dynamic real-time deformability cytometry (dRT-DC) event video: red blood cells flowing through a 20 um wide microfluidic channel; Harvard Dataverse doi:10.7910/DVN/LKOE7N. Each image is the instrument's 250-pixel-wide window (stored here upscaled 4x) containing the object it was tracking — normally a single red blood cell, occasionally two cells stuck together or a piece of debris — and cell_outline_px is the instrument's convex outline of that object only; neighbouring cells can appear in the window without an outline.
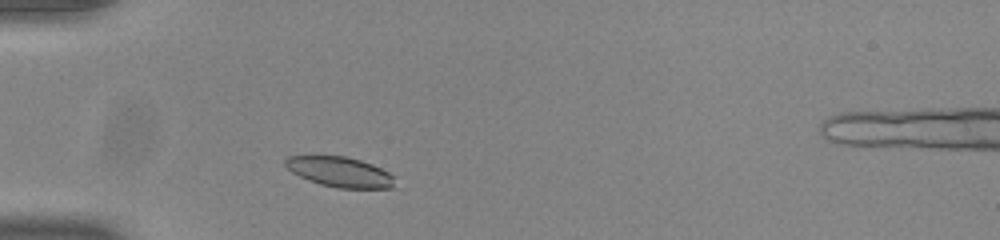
{"species": "common noctule bat (a hibernating species)", "species_latin": "Nyctalus noctula", "temperature_condition": "room temperature", "stored_images_in_passage": 35, "camera_frame_rate_fps": 3000, "um_per_image_px": 0.085, "animal": {"sex": "male", "body_mass_g": 20.0, "forearm_length_mm": 53.3}, "frame": {"image": 1, "passage_image": 4, "time_ms": 1.0, "image_size_px": [1000, 240], "cell_outline_px": [[392, 188], [336, 188], [320, 184], [308, 180], [292, 172], [284, 164], [284, 160], [288, 156], [344, 156], [360, 160], [372, 164], [388, 172], [392, 176]], "centroid_in_image_um": [28.84, 14.61], "position_along_channel_um": 56.2, "area_um2": 18.96}}
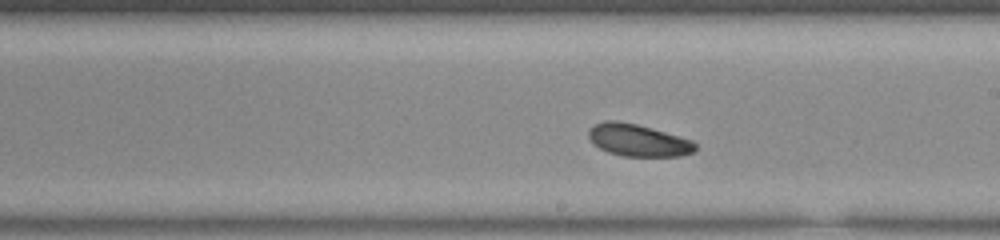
{"frame": {"image": 2, "passage_image": 19, "time_ms": 6.0, "image_size_px": [1000, 240], "cell_outline_px": [[696, 152], [680, 156], [624, 156], [608, 152], [600, 148], [588, 136], [588, 128], [592, 124], [604, 120], [616, 120], [636, 124], [652, 128], [692, 140], [696, 144]], "centroid_in_image_um": [54.23, 11.91], "position_along_channel_um": 234.8, "area_um2": 20.06}}
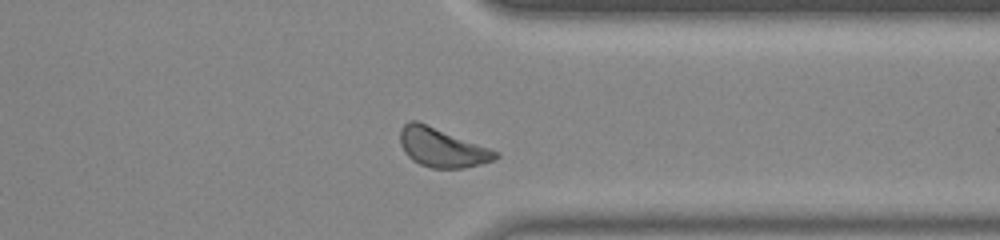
{"frame": {"image": 3, "passage_image": 30, "time_ms": 9.667, "image_size_px": [1000, 240], "cell_outline_px": [[500, 156], [496, 160], [464, 168], [432, 168], [420, 164], [412, 160], [404, 152], [400, 144], [400, 128], [408, 120], [416, 120], [500, 152]], "centroid_in_image_um": [37.56, 12.54], "position_along_channel_um": 373.8, "area_um2": 21.73}, "authors_computed_cell_mechanics": {"area_um2": 19.9988, "velocity_mm_per_s": 3.8113, "shape_relaxation_time_tau1_ms": 2.8531, "shape_relaxation_time_tau2_ms": 4.4007, "deformation_change_tau1": 0.0692, "deformation_change_tau2": 0.0925}}